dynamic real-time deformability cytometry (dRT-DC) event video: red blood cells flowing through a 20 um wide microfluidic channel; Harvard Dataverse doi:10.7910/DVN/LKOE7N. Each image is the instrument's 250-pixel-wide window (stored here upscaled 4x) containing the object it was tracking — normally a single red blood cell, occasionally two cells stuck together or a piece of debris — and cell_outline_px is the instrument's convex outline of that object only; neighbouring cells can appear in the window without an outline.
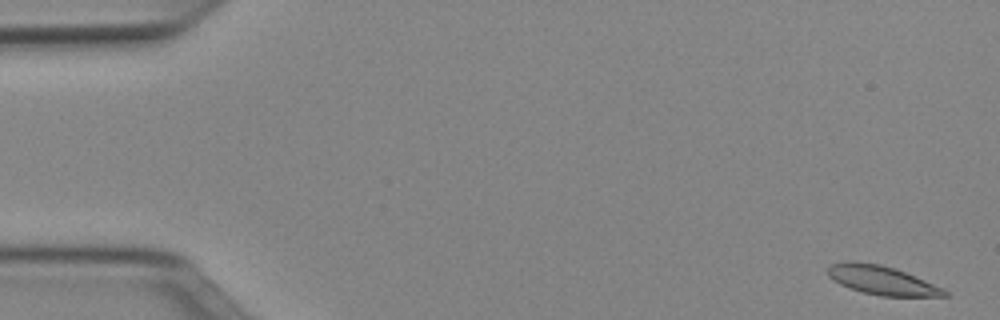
{"species": "Egyptian fruit bat (a non-hibernating species)", "species_latin": "Rousettus aegyptiacus", "temperature_condition": "cold", "stored_images_in_passage": 13, "camera_frame_rate_fps": 3000, "um_per_image_px": 0.085, "animal": {"sex": "female"}, "frame": {"image": 1, "passage_image": 1, "time_ms": 0.0, "image_size_px": [1000, 320], "cell_outline_px": [[948, 296], [880, 296], [864, 292], [840, 284], [832, 280], [828, 276], [824, 268], [832, 264], [844, 260], [848, 260], [880, 264], [904, 272], [944, 288], [948, 292]], "centroid_in_image_um": [74.89, 23.8], "position_along_channel_um": 10.1, "area_um2": 19.59}}